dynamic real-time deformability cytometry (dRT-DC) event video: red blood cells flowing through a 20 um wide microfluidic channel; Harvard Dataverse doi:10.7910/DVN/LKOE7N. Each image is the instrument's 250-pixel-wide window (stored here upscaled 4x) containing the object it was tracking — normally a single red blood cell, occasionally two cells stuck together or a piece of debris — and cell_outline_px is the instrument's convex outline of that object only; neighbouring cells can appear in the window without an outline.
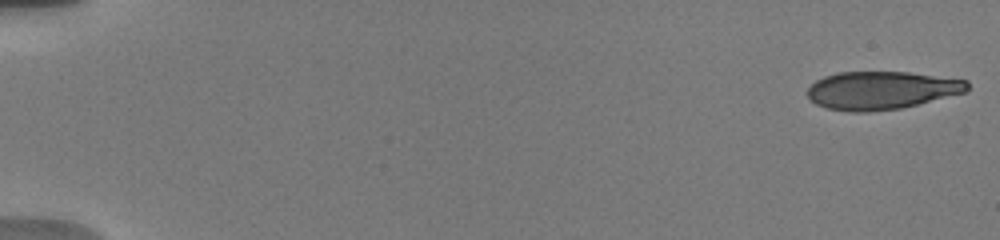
{"species": "human", "species_latin": "Homo sapiens", "temperature_condition": "warm", "stored_images_in_passage": 30, "camera_frame_rate_fps": 3000, "um_per_image_px": 0.085, "donor": {"sex": "male"}, "frame": {"image": 1, "passage_image": 1, "time_ms": 0.0, "image_size_px": [1000, 240], "cell_outline_px": [[968, 92], [900, 108], [868, 112], [848, 112], [828, 108], [816, 104], [808, 96], [808, 88], [816, 80], [824, 76], [836, 72], [908, 72], [968, 80]], "centroid_in_image_um": [74.93, 7.67], "position_along_channel_um": 10.1, "area_um2": 35.43}}